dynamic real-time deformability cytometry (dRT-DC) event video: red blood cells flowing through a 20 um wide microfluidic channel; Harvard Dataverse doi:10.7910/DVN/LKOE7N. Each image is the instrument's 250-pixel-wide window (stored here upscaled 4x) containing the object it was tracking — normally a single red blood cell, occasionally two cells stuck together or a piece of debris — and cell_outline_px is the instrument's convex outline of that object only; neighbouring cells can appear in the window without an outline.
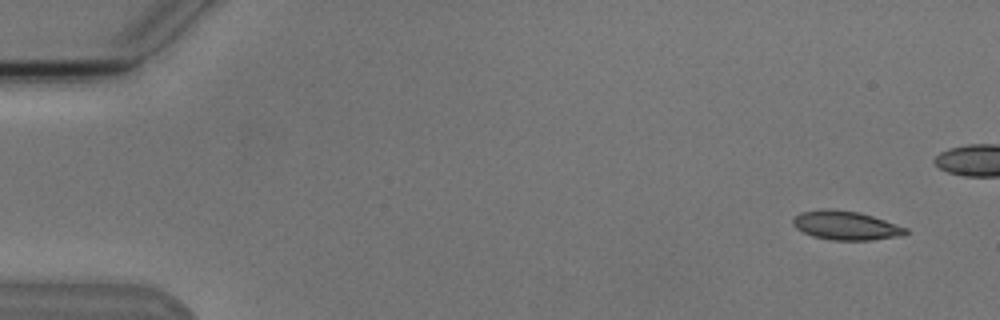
{"species": "Egyptian fruit bat (a non-hibernating species)", "species_latin": "Rousettus aegyptiacus", "temperature_condition": "cold", "stored_images_in_passage": 4, "camera_frame_rate_fps": 3000, "um_per_image_px": 0.085, "animal": {"sex": "male"}, "frame": {"image": 1, "passage_image": 1, "time_ms": 0.0, "image_size_px": [1000, 320], "cell_outline_px": [[908, 232], [900, 236], [868, 240], [832, 240], [812, 236], [796, 228], [792, 224], [792, 220], [800, 212], [824, 208], [832, 208], [860, 212], [908, 228]], "centroid_in_image_um": [71.87, 19.15], "position_along_channel_um": 13.1, "area_um2": 19.02}}